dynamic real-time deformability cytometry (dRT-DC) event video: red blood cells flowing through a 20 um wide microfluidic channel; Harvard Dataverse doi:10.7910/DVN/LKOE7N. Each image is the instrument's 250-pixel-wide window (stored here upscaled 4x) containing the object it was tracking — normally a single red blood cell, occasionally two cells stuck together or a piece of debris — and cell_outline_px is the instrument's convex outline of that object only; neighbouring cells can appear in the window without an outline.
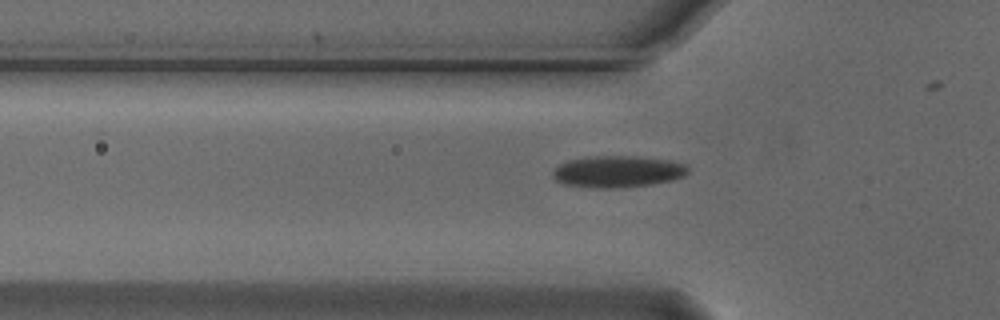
{"species": "Egyptian fruit bat (a non-hibernating species)", "species_latin": "Rousettus aegyptiacus", "temperature_condition": "cold", "stored_images_in_passage": 29, "camera_frame_rate_fps": 3000, "um_per_image_px": 0.085, "animal": {"sex": "male"}, "frame": {"image": 1, "passage_image": 3, "time_ms": 0.667, "image_size_px": [1000, 320], "cell_outline_px": [[688, 172], [684, 176], [672, 180], [652, 184], [616, 188], [596, 188], [564, 184], [556, 180], [552, 176], [552, 172], [560, 164], [568, 160], [588, 156], [636, 156], [672, 160], [684, 164], [688, 168]], "centroid_in_image_um": [52.51, 14.57], "position_along_channel_um": 73.3, "area_um2": 25.03}}
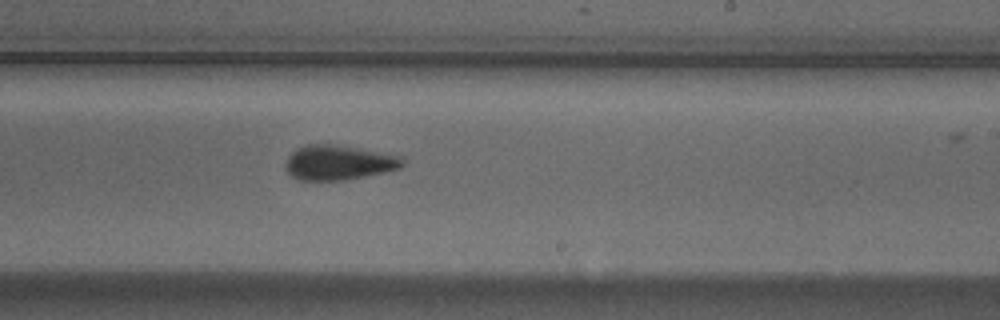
{"frame": {"image": 2, "passage_image": 18, "time_ms": 5.667, "image_size_px": [1000, 320], "cell_outline_px": [[404, 164], [400, 168], [384, 172], [344, 180], [300, 180], [292, 176], [284, 168], [284, 164], [288, 156], [296, 148], [304, 144], [332, 144], [356, 148], [400, 156], [404, 160]], "centroid_in_image_um": [28.73, 13.81], "position_along_channel_um": 260.3, "area_um2": 23.58}}
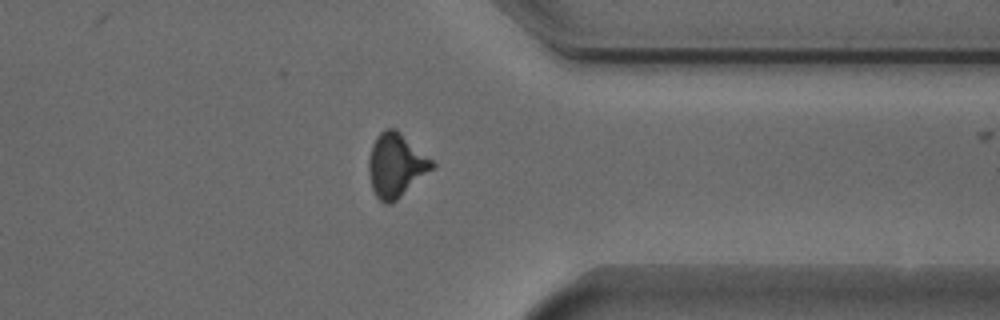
{"frame": {"image": 3, "passage_image": 28, "time_ms": 9.0, "image_size_px": [1000, 320], "cell_outline_px": [[436, 168], [392, 204], [384, 204], [376, 196], [372, 188], [368, 176], [368, 160], [372, 144], [376, 136], [384, 128], [396, 128], [432, 160], [436, 164]], "centroid_in_image_um": [33.66, 14.06], "position_along_channel_um": 377.7, "area_um2": 23.99}}